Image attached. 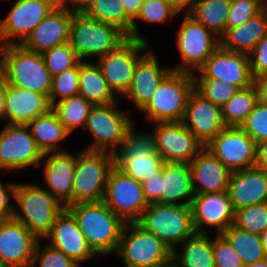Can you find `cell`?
<instances>
[{
	"label": "cell",
	"instance_id": "21",
	"mask_svg": "<svg viewBox=\"0 0 267 267\" xmlns=\"http://www.w3.org/2000/svg\"><path fill=\"white\" fill-rule=\"evenodd\" d=\"M77 153L50 152L43 156L42 167L44 188L47 189L65 207L73 205V177Z\"/></svg>",
	"mask_w": 267,
	"mask_h": 267
},
{
	"label": "cell",
	"instance_id": "23",
	"mask_svg": "<svg viewBox=\"0 0 267 267\" xmlns=\"http://www.w3.org/2000/svg\"><path fill=\"white\" fill-rule=\"evenodd\" d=\"M39 239L13 218L0 220V259L8 267H31Z\"/></svg>",
	"mask_w": 267,
	"mask_h": 267
},
{
	"label": "cell",
	"instance_id": "60",
	"mask_svg": "<svg viewBox=\"0 0 267 267\" xmlns=\"http://www.w3.org/2000/svg\"><path fill=\"white\" fill-rule=\"evenodd\" d=\"M264 10L267 12V0H263Z\"/></svg>",
	"mask_w": 267,
	"mask_h": 267
},
{
	"label": "cell",
	"instance_id": "22",
	"mask_svg": "<svg viewBox=\"0 0 267 267\" xmlns=\"http://www.w3.org/2000/svg\"><path fill=\"white\" fill-rule=\"evenodd\" d=\"M182 123L204 145H208L225 127L221 108L195 88L189 95Z\"/></svg>",
	"mask_w": 267,
	"mask_h": 267
},
{
	"label": "cell",
	"instance_id": "3",
	"mask_svg": "<svg viewBox=\"0 0 267 267\" xmlns=\"http://www.w3.org/2000/svg\"><path fill=\"white\" fill-rule=\"evenodd\" d=\"M12 218L39 240L50 232L57 215L65 208L47 189L36 183L17 182Z\"/></svg>",
	"mask_w": 267,
	"mask_h": 267
},
{
	"label": "cell",
	"instance_id": "59",
	"mask_svg": "<svg viewBox=\"0 0 267 267\" xmlns=\"http://www.w3.org/2000/svg\"><path fill=\"white\" fill-rule=\"evenodd\" d=\"M158 267H179V265L173 259H171L167 263H164Z\"/></svg>",
	"mask_w": 267,
	"mask_h": 267
},
{
	"label": "cell",
	"instance_id": "39",
	"mask_svg": "<svg viewBox=\"0 0 267 267\" xmlns=\"http://www.w3.org/2000/svg\"><path fill=\"white\" fill-rule=\"evenodd\" d=\"M84 13L100 22L119 27L131 38L133 20L126 14L122 0H95Z\"/></svg>",
	"mask_w": 267,
	"mask_h": 267
},
{
	"label": "cell",
	"instance_id": "40",
	"mask_svg": "<svg viewBox=\"0 0 267 267\" xmlns=\"http://www.w3.org/2000/svg\"><path fill=\"white\" fill-rule=\"evenodd\" d=\"M233 225L261 235L267 229V202L236 210Z\"/></svg>",
	"mask_w": 267,
	"mask_h": 267
},
{
	"label": "cell",
	"instance_id": "16",
	"mask_svg": "<svg viewBox=\"0 0 267 267\" xmlns=\"http://www.w3.org/2000/svg\"><path fill=\"white\" fill-rule=\"evenodd\" d=\"M152 126L156 151L165 162L190 163L205 147L182 122H158Z\"/></svg>",
	"mask_w": 267,
	"mask_h": 267
},
{
	"label": "cell",
	"instance_id": "6",
	"mask_svg": "<svg viewBox=\"0 0 267 267\" xmlns=\"http://www.w3.org/2000/svg\"><path fill=\"white\" fill-rule=\"evenodd\" d=\"M120 100L111 104L92 106L84 128L93 141L81 149L107 151L112 154L121 149L126 132L133 126L135 120L118 105Z\"/></svg>",
	"mask_w": 267,
	"mask_h": 267
},
{
	"label": "cell",
	"instance_id": "15",
	"mask_svg": "<svg viewBox=\"0 0 267 267\" xmlns=\"http://www.w3.org/2000/svg\"><path fill=\"white\" fill-rule=\"evenodd\" d=\"M61 0H14L0 19V46L22 44Z\"/></svg>",
	"mask_w": 267,
	"mask_h": 267
},
{
	"label": "cell",
	"instance_id": "29",
	"mask_svg": "<svg viewBox=\"0 0 267 267\" xmlns=\"http://www.w3.org/2000/svg\"><path fill=\"white\" fill-rule=\"evenodd\" d=\"M194 195L189 163L165 162L160 178V204L190 205Z\"/></svg>",
	"mask_w": 267,
	"mask_h": 267
},
{
	"label": "cell",
	"instance_id": "50",
	"mask_svg": "<svg viewBox=\"0 0 267 267\" xmlns=\"http://www.w3.org/2000/svg\"><path fill=\"white\" fill-rule=\"evenodd\" d=\"M160 178L161 172L156 174L155 177L142 183L143 191L148 204L160 203Z\"/></svg>",
	"mask_w": 267,
	"mask_h": 267
},
{
	"label": "cell",
	"instance_id": "33",
	"mask_svg": "<svg viewBox=\"0 0 267 267\" xmlns=\"http://www.w3.org/2000/svg\"><path fill=\"white\" fill-rule=\"evenodd\" d=\"M212 237L195 232L173 250L172 259L179 267H215Z\"/></svg>",
	"mask_w": 267,
	"mask_h": 267
},
{
	"label": "cell",
	"instance_id": "28",
	"mask_svg": "<svg viewBox=\"0 0 267 267\" xmlns=\"http://www.w3.org/2000/svg\"><path fill=\"white\" fill-rule=\"evenodd\" d=\"M189 165L195 195L228 191L231 171L206 147Z\"/></svg>",
	"mask_w": 267,
	"mask_h": 267
},
{
	"label": "cell",
	"instance_id": "44",
	"mask_svg": "<svg viewBox=\"0 0 267 267\" xmlns=\"http://www.w3.org/2000/svg\"><path fill=\"white\" fill-rule=\"evenodd\" d=\"M39 240L36 244L33 262L31 267H82L84 264H77L73 259L63 252L51 247L49 244H42Z\"/></svg>",
	"mask_w": 267,
	"mask_h": 267
},
{
	"label": "cell",
	"instance_id": "46",
	"mask_svg": "<svg viewBox=\"0 0 267 267\" xmlns=\"http://www.w3.org/2000/svg\"><path fill=\"white\" fill-rule=\"evenodd\" d=\"M257 143L267 139V104L257 101L253 111L240 126Z\"/></svg>",
	"mask_w": 267,
	"mask_h": 267
},
{
	"label": "cell",
	"instance_id": "30",
	"mask_svg": "<svg viewBox=\"0 0 267 267\" xmlns=\"http://www.w3.org/2000/svg\"><path fill=\"white\" fill-rule=\"evenodd\" d=\"M267 33V12L260 13L240 26L227 29L220 38V46L228 51L249 55Z\"/></svg>",
	"mask_w": 267,
	"mask_h": 267
},
{
	"label": "cell",
	"instance_id": "49",
	"mask_svg": "<svg viewBox=\"0 0 267 267\" xmlns=\"http://www.w3.org/2000/svg\"><path fill=\"white\" fill-rule=\"evenodd\" d=\"M2 182L3 181L0 180V218L9 219L12 218L14 213V204H11V202L15 201L14 198L17 182H14L13 180L12 182H6V184Z\"/></svg>",
	"mask_w": 267,
	"mask_h": 267
},
{
	"label": "cell",
	"instance_id": "10",
	"mask_svg": "<svg viewBox=\"0 0 267 267\" xmlns=\"http://www.w3.org/2000/svg\"><path fill=\"white\" fill-rule=\"evenodd\" d=\"M115 154L107 151H78L73 177V204L102 201Z\"/></svg>",
	"mask_w": 267,
	"mask_h": 267
},
{
	"label": "cell",
	"instance_id": "42",
	"mask_svg": "<svg viewBox=\"0 0 267 267\" xmlns=\"http://www.w3.org/2000/svg\"><path fill=\"white\" fill-rule=\"evenodd\" d=\"M194 88L220 108L239 90L237 86L213 78H194Z\"/></svg>",
	"mask_w": 267,
	"mask_h": 267
},
{
	"label": "cell",
	"instance_id": "25",
	"mask_svg": "<svg viewBox=\"0 0 267 267\" xmlns=\"http://www.w3.org/2000/svg\"><path fill=\"white\" fill-rule=\"evenodd\" d=\"M74 12L60 2L43 18L22 45L37 53L69 43L70 25Z\"/></svg>",
	"mask_w": 267,
	"mask_h": 267
},
{
	"label": "cell",
	"instance_id": "18",
	"mask_svg": "<svg viewBox=\"0 0 267 267\" xmlns=\"http://www.w3.org/2000/svg\"><path fill=\"white\" fill-rule=\"evenodd\" d=\"M231 172L255 167L256 142L241 127H225L205 146Z\"/></svg>",
	"mask_w": 267,
	"mask_h": 267
},
{
	"label": "cell",
	"instance_id": "24",
	"mask_svg": "<svg viewBox=\"0 0 267 267\" xmlns=\"http://www.w3.org/2000/svg\"><path fill=\"white\" fill-rule=\"evenodd\" d=\"M151 48L137 63L131 85L122 97L133 104L139 112L151 99L162 80L172 71L170 66H162ZM161 64V65H160Z\"/></svg>",
	"mask_w": 267,
	"mask_h": 267
},
{
	"label": "cell",
	"instance_id": "14",
	"mask_svg": "<svg viewBox=\"0 0 267 267\" xmlns=\"http://www.w3.org/2000/svg\"><path fill=\"white\" fill-rule=\"evenodd\" d=\"M102 201L125 223H135L148 207L142 184L116 165L109 172Z\"/></svg>",
	"mask_w": 267,
	"mask_h": 267
},
{
	"label": "cell",
	"instance_id": "31",
	"mask_svg": "<svg viewBox=\"0 0 267 267\" xmlns=\"http://www.w3.org/2000/svg\"><path fill=\"white\" fill-rule=\"evenodd\" d=\"M27 126L43 154L68 151L62 147L64 145L61 143L72 134L64 127L52 109L44 115L37 116Z\"/></svg>",
	"mask_w": 267,
	"mask_h": 267
},
{
	"label": "cell",
	"instance_id": "12",
	"mask_svg": "<svg viewBox=\"0 0 267 267\" xmlns=\"http://www.w3.org/2000/svg\"><path fill=\"white\" fill-rule=\"evenodd\" d=\"M152 48L149 42L127 38L96 63L114 94L121 99L129 89L138 61Z\"/></svg>",
	"mask_w": 267,
	"mask_h": 267
},
{
	"label": "cell",
	"instance_id": "52",
	"mask_svg": "<svg viewBox=\"0 0 267 267\" xmlns=\"http://www.w3.org/2000/svg\"><path fill=\"white\" fill-rule=\"evenodd\" d=\"M258 101L267 104V74L253 79Z\"/></svg>",
	"mask_w": 267,
	"mask_h": 267
},
{
	"label": "cell",
	"instance_id": "45",
	"mask_svg": "<svg viewBox=\"0 0 267 267\" xmlns=\"http://www.w3.org/2000/svg\"><path fill=\"white\" fill-rule=\"evenodd\" d=\"M263 9V0H231L226 30L242 25Z\"/></svg>",
	"mask_w": 267,
	"mask_h": 267
},
{
	"label": "cell",
	"instance_id": "48",
	"mask_svg": "<svg viewBox=\"0 0 267 267\" xmlns=\"http://www.w3.org/2000/svg\"><path fill=\"white\" fill-rule=\"evenodd\" d=\"M249 59L253 79L267 74V33L249 54Z\"/></svg>",
	"mask_w": 267,
	"mask_h": 267
},
{
	"label": "cell",
	"instance_id": "27",
	"mask_svg": "<svg viewBox=\"0 0 267 267\" xmlns=\"http://www.w3.org/2000/svg\"><path fill=\"white\" fill-rule=\"evenodd\" d=\"M52 109L49 97L44 94L7 86L5 113L6 124L27 125L37 116L44 115Z\"/></svg>",
	"mask_w": 267,
	"mask_h": 267
},
{
	"label": "cell",
	"instance_id": "7",
	"mask_svg": "<svg viewBox=\"0 0 267 267\" xmlns=\"http://www.w3.org/2000/svg\"><path fill=\"white\" fill-rule=\"evenodd\" d=\"M135 126L134 123L126 132L124 143L115 154V165L142 184L160 173L165 161L157 153L151 133L138 131Z\"/></svg>",
	"mask_w": 267,
	"mask_h": 267
},
{
	"label": "cell",
	"instance_id": "17",
	"mask_svg": "<svg viewBox=\"0 0 267 267\" xmlns=\"http://www.w3.org/2000/svg\"><path fill=\"white\" fill-rule=\"evenodd\" d=\"M190 208L197 233L215 230V235L223 234L234 223L235 209L228 191L194 195Z\"/></svg>",
	"mask_w": 267,
	"mask_h": 267
},
{
	"label": "cell",
	"instance_id": "4",
	"mask_svg": "<svg viewBox=\"0 0 267 267\" xmlns=\"http://www.w3.org/2000/svg\"><path fill=\"white\" fill-rule=\"evenodd\" d=\"M127 38V34L115 25L100 22L85 13L73 14L69 44L80 61H94L116 49Z\"/></svg>",
	"mask_w": 267,
	"mask_h": 267
},
{
	"label": "cell",
	"instance_id": "5",
	"mask_svg": "<svg viewBox=\"0 0 267 267\" xmlns=\"http://www.w3.org/2000/svg\"><path fill=\"white\" fill-rule=\"evenodd\" d=\"M194 89L192 73L171 71L139 111L149 123L182 122L190 93Z\"/></svg>",
	"mask_w": 267,
	"mask_h": 267
},
{
	"label": "cell",
	"instance_id": "26",
	"mask_svg": "<svg viewBox=\"0 0 267 267\" xmlns=\"http://www.w3.org/2000/svg\"><path fill=\"white\" fill-rule=\"evenodd\" d=\"M228 193L235 211L267 202V171L252 167L231 172Z\"/></svg>",
	"mask_w": 267,
	"mask_h": 267
},
{
	"label": "cell",
	"instance_id": "38",
	"mask_svg": "<svg viewBox=\"0 0 267 267\" xmlns=\"http://www.w3.org/2000/svg\"><path fill=\"white\" fill-rule=\"evenodd\" d=\"M92 104L82 95H75L56 102L52 110L57 114L64 127L72 134L80 127L84 129Z\"/></svg>",
	"mask_w": 267,
	"mask_h": 267
},
{
	"label": "cell",
	"instance_id": "41",
	"mask_svg": "<svg viewBox=\"0 0 267 267\" xmlns=\"http://www.w3.org/2000/svg\"><path fill=\"white\" fill-rule=\"evenodd\" d=\"M79 62L72 68L53 76L49 100L56 102L79 94Z\"/></svg>",
	"mask_w": 267,
	"mask_h": 267
},
{
	"label": "cell",
	"instance_id": "37",
	"mask_svg": "<svg viewBox=\"0 0 267 267\" xmlns=\"http://www.w3.org/2000/svg\"><path fill=\"white\" fill-rule=\"evenodd\" d=\"M254 84L239 89L222 107V119L227 127H240L257 103Z\"/></svg>",
	"mask_w": 267,
	"mask_h": 267
},
{
	"label": "cell",
	"instance_id": "43",
	"mask_svg": "<svg viewBox=\"0 0 267 267\" xmlns=\"http://www.w3.org/2000/svg\"><path fill=\"white\" fill-rule=\"evenodd\" d=\"M41 55L52 76L74 67L80 61L69 43L55 46Z\"/></svg>",
	"mask_w": 267,
	"mask_h": 267
},
{
	"label": "cell",
	"instance_id": "35",
	"mask_svg": "<svg viewBox=\"0 0 267 267\" xmlns=\"http://www.w3.org/2000/svg\"><path fill=\"white\" fill-rule=\"evenodd\" d=\"M180 15V12L168 0H144L136 18L132 21L131 38L148 42L140 30V23L144 24H165L173 21Z\"/></svg>",
	"mask_w": 267,
	"mask_h": 267
},
{
	"label": "cell",
	"instance_id": "9",
	"mask_svg": "<svg viewBox=\"0 0 267 267\" xmlns=\"http://www.w3.org/2000/svg\"><path fill=\"white\" fill-rule=\"evenodd\" d=\"M172 249L137 222L125 223L115 253L125 267H158L172 259Z\"/></svg>",
	"mask_w": 267,
	"mask_h": 267
},
{
	"label": "cell",
	"instance_id": "11",
	"mask_svg": "<svg viewBox=\"0 0 267 267\" xmlns=\"http://www.w3.org/2000/svg\"><path fill=\"white\" fill-rule=\"evenodd\" d=\"M176 33V48L180 57L173 71L195 73L220 46V39L197 22L188 13H183Z\"/></svg>",
	"mask_w": 267,
	"mask_h": 267
},
{
	"label": "cell",
	"instance_id": "20",
	"mask_svg": "<svg viewBox=\"0 0 267 267\" xmlns=\"http://www.w3.org/2000/svg\"><path fill=\"white\" fill-rule=\"evenodd\" d=\"M43 240L77 264L94 261L98 257L88 246L74 215L66 207L57 215L50 232Z\"/></svg>",
	"mask_w": 267,
	"mask_h": 267
},
{
	"label": "cell",
	"instance_id": "8",
	"mask_svg": "<svg viewBox=\"0 0 267 267\" xmlns=\"http://www.w3.org/2000/svg\"><path fill=\"white\" fill-rule=\"evenodd\" d=\"M137 223L172 251L196 232L190 205L149 204Z\"/></svg>",
	"mask_w": 267,
	"mask_h": 267
},
{
	"label": "cell",
	"instance_id": "55",
	"mask_svg": "<svg viewBox=\"0 0 267 267\" xmlns=\"http://www.w3.org/2000/svg\"><path fill=\"white\" fill-rule=\"evenodd\" d=\"M7 86L4 77L0 74V120L3 121L4 113H5V101L7 94Z\"/></svg>",
	"mask_w": 267,
	"mask_h": 267
},
{
	"label": "cell",
	"instance_id": "13",
	"mask_svg": "<svg viewBox=\"0 0 267 267\" xmlns=\"http://www.w3.org/2000/svg\"><path fill=\"white\" fill-rule=\"evenodd\" d=\"M43 156L27 125H3L0 131L1 175L30 167L39 169Z\"/></svg>",
	"mask_w": 267,
	"mask_h": 267
},
{
	"label": "cell",
	"instance_id": "19",
	"mask_svg": "<svg viewBox=\"0 0 267 267\" xmlns=\"http://www.w3.org/2000/svg\"><path fill=\"white\" fill-rule=\"evenodd\" d=\"M193 78H213L226 81L239 89L253 84L249 55L223 49L219 46Z\"/></svg>",
	"mask_w": 267,
	"mask_h": 267
},
{
	"label": "cell",
	"instance_id": "57",
	"mask_svg": "<svg viewBox=\"0 0 267 267\" xmlns=\"http://www.w3.org/2000/svg\"><path fill=\"white\" fill-rule=\"evenodd\" d=\"M244 267H267V258L255 263L247 264Z\"/></svg>",
	"mask_w": 267,
	"mask_h": 267
},
{
	"label": "cell",
	"instance_id": "51",
	"mask_svg": "<svg viewBox=\"0 0 267 267\" xmlns=\"http://www.w3.org/2000/svg\"><path fill=\"white\" fill-rule=\"evenodd\" d=\"M255 167L267 171V139L256 143Z\"/></svg>",
	"mask_w": 267,
	"mask_h": 267
},
{
	"label": "cell",
	"instance_id": "36",
	"mask_svg": "<svg viewBox=\"0 0 267 267\" xmlns=\"http://www.w3.org/2000/svg\"><path fill=\"white\" fill-rule=\"evenodd\" d=\"M222 235L239 254L244 266L267 258L259 234L241 230L232 224Z\"/></svg>",
	"mask_w": 267,
	"mask_h": 267
},
{
	"label": "cell",
	"instance_id": "54",
	"mask_svg": "<svg viewBox=\"0 0 267 267\" xmlns=\"http://www.w3.org/2000/svg\"><path fill=\"white\" fill-rule=\"evenodd\" d=\"M144 0H122L126 14L134 20L138 15Z\"/></svg>",
	"mask_w": 267,
	"mask_h": 267
},
{
	"label": "cell",
	"instance_id": "1",
	"mask_svg": "<svg viewBox=\"0 0 267 267\" xmlns=\"http://www.w3.org/2000/svg\"><path fill=\"white\" fill-rule=\"evenodd\" d=\"M75 217L88 246L98 257L116 253L125 225L103 202H80L66 207Z\"/></svg>",
	"mask_w": 267,
	"mask_h": 267
},
{
	"label": "cell",
	"instance_id": "47",
	"mask_svg": "<svg viewBox=\"0 0 267 267\" xmlns=\"http://www.w3.org/2000/svg\"><path fill=\"white\" fill-rule=\"evenodd\" d=\"M212 248L215 267H244L241 257L222 234L214 236Z\"/></svg>",
	"mask_w": 267,
	"mask_h": 267
},
{
	"label": "cell",
	"instance_id": "53",
	"mask_svg": "<svg viewBox=\"0 0 267 267\" xmlns=\"http://www.w3.org/2000/svg\"><path fill=\"white\" fill-rule=\"evenodd\" d=\"M95 0H61L74 13H84Z\"/></svg>",
	"mask_w": 267,
	"mask_h": 267
},
{
	"label": "cell",
	"instance_id": "56",
	"mask_svg": "<svg viewBox=\"0 0 267 267\" xmlns=\"http://www.w3.org/2000/svg\"><path fill=\"white\" fill-rule=\"evenodd\" d=\"M179 12L188 13L194 6L196 0H168Z\"/></svg>",
	"mask_w": 267,
	"mask_h": 267
},
{
	"label": "cell",
	"instance_id": "2",
	"mask_svg": "<svg viewBox=\"0 0 267 267\" xmlns=\"http://www.w3.org/2000/svg\"><path fill=\"white\" fill-rule=\"evenodd\" d=\"M0 74L13 87L50 95L53 76L45 66L41 53L22 44L0 46Z\"/></svg>",
	"mask_w": 267,
	"mask_h": 267
},
{
	"label": "cell",
	"instance_id": "61",
	"mask_svg": "<svg viewBox=\"0 0 267 267\" xmlns=\"http://www.w3.org/2000/svg\"><path fill=\"white\" fill-rule=\"evenodd\" d=\"M0 267H8V266L0 259Z\"/></svg>",
	"mask_w": 267,
	"mask_h": 267
},
{
	"label": "cell",
	"instance_id": "34",
	"mask_svg": "<svg viewBox=\"0 0 267 267\" xmlns=\"http://www.w3.org/2000/svg\"><path fill=\"white\" fill-rule=\"evenodd\" d=\"M230 5L231 0H196L188 14L220 39L226 32Z\"/></svg>",
	"mask_w": 267,
	"mask_h": 267
},
{
	"label": "cell",
	"instance_id": "58",
	"mask_svg": "<svg viewBox=\"0 0 267 267\" xmlns=\"http://www.w3.org/2000/svg\"><path fill=\"white\" fill-rule=\"evenodd\" d=\"M260 236L264 251L267 254V229Z\"/></svg>",
	"mask_w": 267,
	"mask_h": 267
},
{
	"label": "cell",
	"instance_id": "32",
	"mask_svg": "<svg viewBox=\"0 0 267 267\" xmlns=\"http://www.w3.org/2000/svg\"><path fill=\"white\" fill-rule=\"evenodd\" d=\"M79 95L92 105L111 104L118 101L103 77L101 68L96 62L79 61Z\"/></svg>",
	"mask_w": 267,
	"mask_h": 267
}]
</instances>
